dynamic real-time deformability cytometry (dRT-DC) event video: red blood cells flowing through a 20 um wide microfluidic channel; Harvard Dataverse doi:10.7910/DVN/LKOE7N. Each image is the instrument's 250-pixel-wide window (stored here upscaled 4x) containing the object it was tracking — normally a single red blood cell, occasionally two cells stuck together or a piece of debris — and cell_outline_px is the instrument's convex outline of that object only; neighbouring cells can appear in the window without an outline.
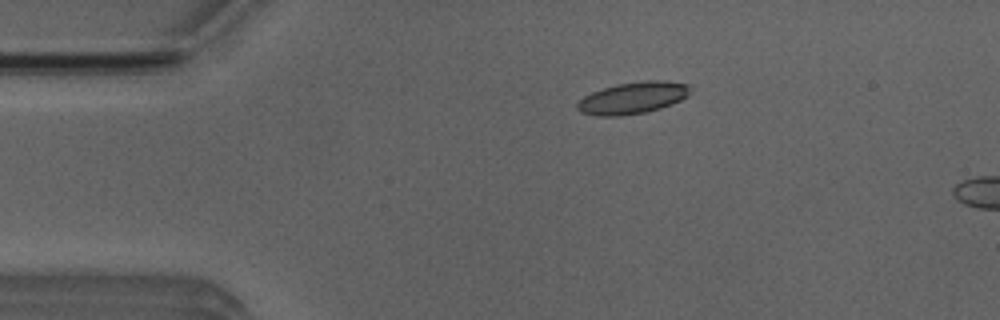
{"species": "Egyptian fruit bat (a non-hibernating species)", "species_latin": "Rousettus aegyptiacus", "temperature_condition": "room temperature", "stored_images_in_passage": 5, "camera_frame_rate_fps": 3000, "um_per_image_px": 0.085, "animal": {"sex": "male"}, "frame": {"image": 1, "passage_image": 1, "time_ms": 0.0, "image_size_px": [1000, 320], "cell_outline_px": [[688, 96], [672, 104], [660, 108], [644, 112], [620, 116], [596, 116], [580, 112], [576, 108], [576, 104], [584, 96], [592, 92], [616, 84], [644, 80], [664, 80], [688, 84]], "centroid_in_image_um": [53.75, 8.32], "position_along_channel_um": 31.2, "area_um2": 20.87}}